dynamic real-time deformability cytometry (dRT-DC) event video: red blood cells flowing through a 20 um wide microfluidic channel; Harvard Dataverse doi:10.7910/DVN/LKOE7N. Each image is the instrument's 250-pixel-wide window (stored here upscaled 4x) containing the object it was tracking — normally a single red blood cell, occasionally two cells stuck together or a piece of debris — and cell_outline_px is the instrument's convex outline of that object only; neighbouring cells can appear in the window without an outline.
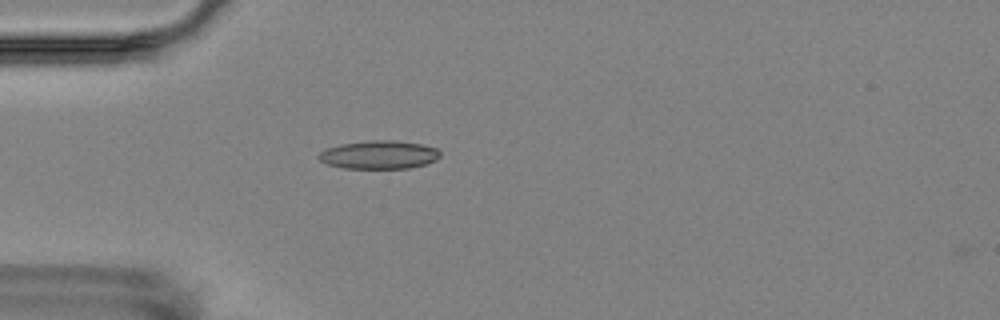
{"species": "Egyptian fruit bat (a non-hibernating species)", "species_latin": "Rousettus aegyptiacus", "temperature_condition": "room temperature", "stored_images_in_passage": 6, "camera_frame_rate_fps": 3000, "um_per_image_px": 0.085, "animal": {"sex": "female"}, "frame": {"image": 1, "passage_image": 5, "time_ms": 4.667, "image_size_px": [1000, 320], "cell_outline_px": [[440, 156], [436, 160], [424, 164], [408, 168], [344, 168], [328, 164], [320, 160], [316, 156], [320, 152], [328, 148], [340, 144], [372, 140], [392, 140], [424, 144], [436, 148], [440, 152]], "centroid_in_image_um": [32.23, 13.15], "position_along_channel_um": 52.8, "area_um2": 19.94}}